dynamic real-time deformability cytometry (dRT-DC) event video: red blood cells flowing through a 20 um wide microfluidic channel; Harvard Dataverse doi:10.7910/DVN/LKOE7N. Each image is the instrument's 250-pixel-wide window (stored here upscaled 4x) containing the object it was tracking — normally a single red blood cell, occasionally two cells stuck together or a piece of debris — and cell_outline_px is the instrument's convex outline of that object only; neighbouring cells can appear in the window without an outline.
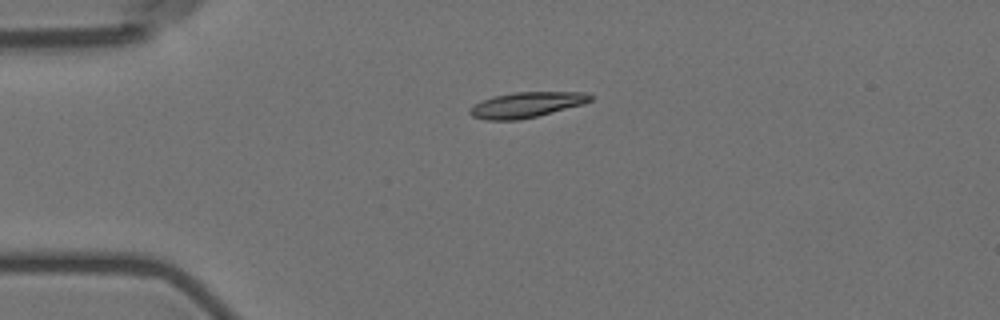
{"species": "Egyptian fruit bat (a non-hibernating species)", "species_latin": "Rousettus aegyptiacus", "temperature_condition": "room temperature", "stored_images_in_passage": 2, "camera_frame_rate_fps": 3000, "um_per_image_px": 0.085, "animal": {"sex": "female"}, "frame": {"image": 1, "passage_image": 2, "time_ms": 1.333, "image_size_px": [1000, 320], "cell_outline_px": [[596, 96], [592, 100], [584, 104], [520, 120], [488, 120], [472, 116], [468, 112], [476, 104], [484, 100], [496, 96], [516, 92], [584, 92]], "centroid_in_image_um": [44.83, 8.9], "position_along_channel_um": 40.2, "area_um2": 17.63}}